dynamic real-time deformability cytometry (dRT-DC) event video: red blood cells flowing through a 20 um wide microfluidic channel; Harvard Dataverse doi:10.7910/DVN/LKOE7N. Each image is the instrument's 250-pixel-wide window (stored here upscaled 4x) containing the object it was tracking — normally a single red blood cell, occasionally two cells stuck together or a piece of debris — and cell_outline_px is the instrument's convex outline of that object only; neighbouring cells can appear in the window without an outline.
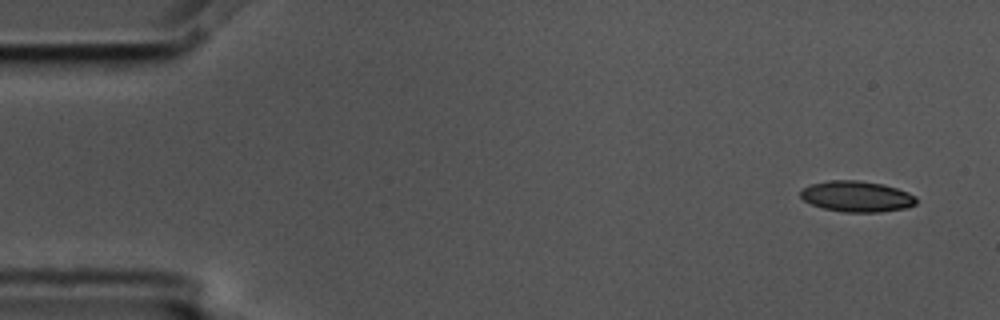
{"species": "common noctule bat (a hibernating species)", "species_latin": "Nyctalus noctula", "temperature_condition": "cold", "stored_images_in_passage": 3, "camera_frame_rate_fps": 3000, "um_per_image_px": 0.085, "animal": {"sex": "male", "body_mass_g": 17.5, "forearm_length_mm": 52.3}, "frame": {"image": 1, "passage_image": 1, "time_ms": 0.0, "image_size_px": [1000, 320], "cell_outline_px": [[916, 204], [908, 208], [880, 212], [844, 212], [824, 208], [812, 204], [804, 200], [800, 196], [800, 192], [804, 188], [812, 184], [832, 180], [856, 180], [884, 184], [908, 192], [916, 196]], "centroid_in_image_um": [72.87, 16.7], "position_along_channel_um": 12.1, "area_um2": 20.75}}